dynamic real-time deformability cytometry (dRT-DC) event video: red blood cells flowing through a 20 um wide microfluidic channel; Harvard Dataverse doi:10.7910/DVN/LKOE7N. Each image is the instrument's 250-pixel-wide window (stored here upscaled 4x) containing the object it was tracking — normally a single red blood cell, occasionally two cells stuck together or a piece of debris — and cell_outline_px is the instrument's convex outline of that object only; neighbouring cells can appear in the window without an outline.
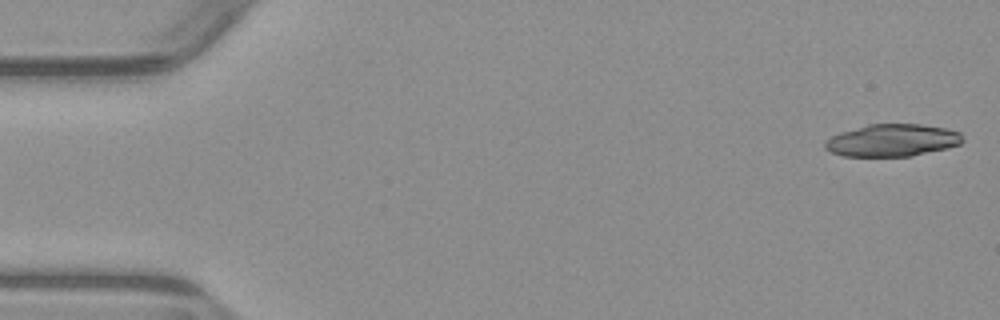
{"species": "common noctule bat (a hibernating species)", "species_latin": "Nyctalus noctula", "temperature_condition": "warm", "stored_images_in_passage": 52, "camera_frame_rate_fps": 3000, "um_per_image_px": 0.085, "animal": {"sex": "male", "body_mass_g": 23.1, "forearm_length_mm": 52.7}, "frame": {"image": 1, "passage_image": 1, "time_ms": 0.0, "image_size_px": [1000, 320], "cell_outline_px": [[964, 140], [960, 144], [948, 148], [912, 156], [844, 156], [832, 152], [824, 148], [824, 140], [840, 132], [868, 124], [920, 124], [944, 128], [960, 132], [964, 136]], "centroid_in_image_um": [75.85, 11.92], "position_along_channel_um": 9.1, "area_um2": 26.01}}
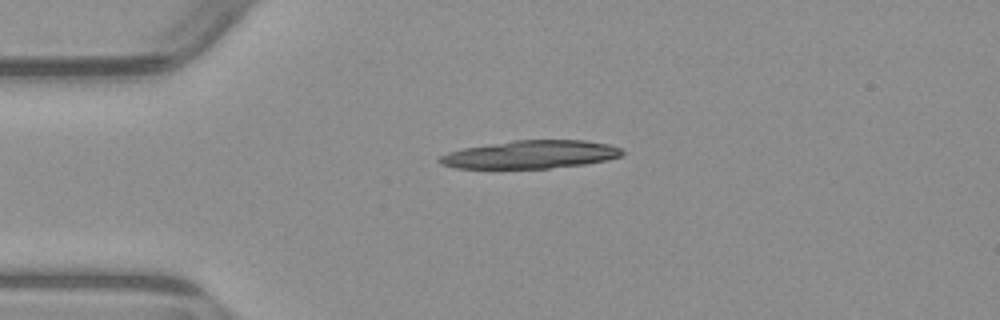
{"frame": {"image": 2, "passage_image": 12, "time_ms": 3.667, "image_size_px": [1000, 320], "cell_outline_px": [[624, 152], [620, 156], [608, 160], [584, 164], [548, 168], [456, 168], [440, 164], [436, 160], [440, 156], [448, 152], [464, 148], [516, 140], [584, 140], [608, 144], [620, 148]], "centroid_in_image_um": [45.09, 13.13], "position_along_channel_um": 39.9, "area_um2": 29.65}, "authors_computed_cell_mechanics": {"area_um2": 27.1371, "velocity_mm_per_s": 3.9142, "shape_relaxation_time_tau1_ms": 4.1049, "shape_relaxation_time_tau2_ms": null, "deformation_change_tau1": 0.1864, "deformation_change_tau2": null}}